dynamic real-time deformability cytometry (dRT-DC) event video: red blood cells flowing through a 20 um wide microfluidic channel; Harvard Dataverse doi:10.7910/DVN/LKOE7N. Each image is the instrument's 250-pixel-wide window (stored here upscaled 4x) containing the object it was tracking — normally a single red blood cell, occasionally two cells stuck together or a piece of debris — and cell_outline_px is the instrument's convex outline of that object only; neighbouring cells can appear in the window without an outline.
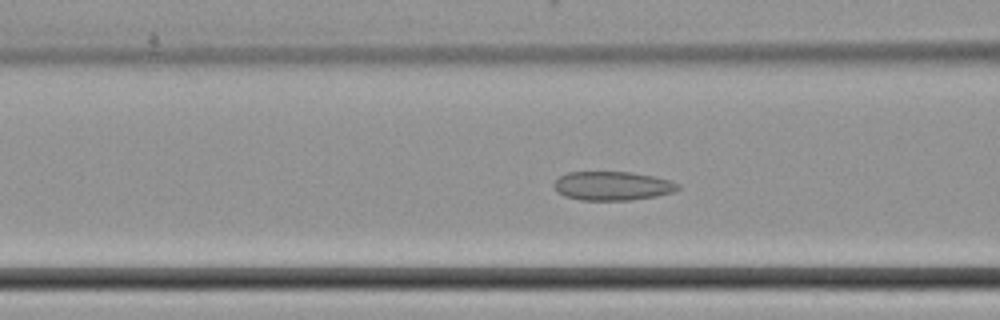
{"species": "common noctule bat (a hibernating species)", "species_latin": "Nyctalus noctula", "temperature_condition": "cold", "stored_images_in_passage": 48, "camera_frame_rate_fps": 3000, "um_per_image_px": 0.085, "animal": {"sex": "female", "body_mass_g": 22.7, "forearm_length_mm": 54.2}, "frame": {"image": 1, "passage_image": 18, "time_ms": 5.667, "image_size_px": [1000, 320], "cell_outline_px": [[680, 188], [672, 192], [656, 196], [632, 200], [580, 200], [564, 196], [556, 192], [552, 184], [560, 176], [568, 172], [632, 172], [652, 176], [668, 180], [680, 184]], "centroid_in_image_um": [52.02, 15.8], "position_along_channel_um": 114.6, "area_um2": 20.92}}
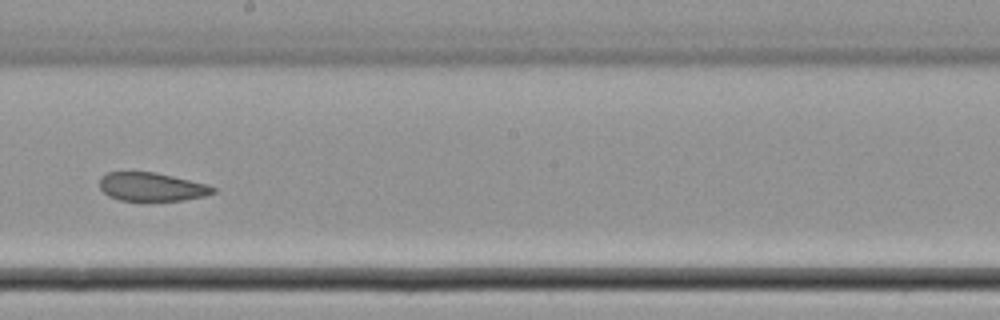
{"frame": {"image": 2, "passage_image": 27, "time_ms": 8.667, "image_size_px": [1000, 320], "cell_outline_px": [[216, 192], [204, 196], [184, 200], [120, 200], [108, 196], [100, 188], [100, 176], [108, 172], [156, 172], [208, 184], [216, 188]], "centroid_in_image_um": [12.9, 15.87], "position_along_channel_um": 235.3, "area_um2": 18.84}}
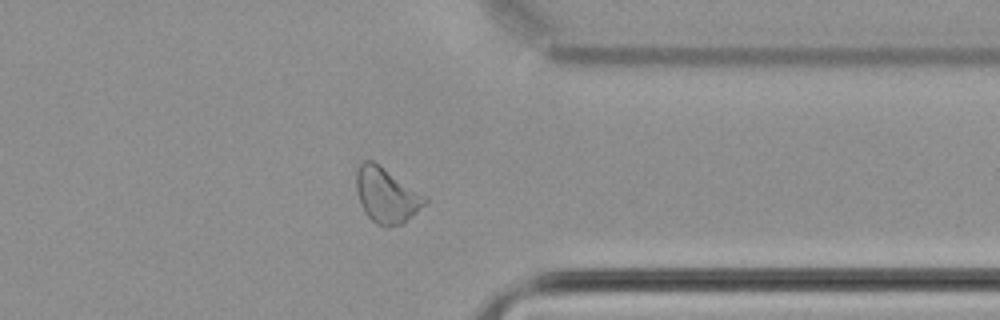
{"frame": {"image": 3, "passage_image": 38, "time_ms": 12.333, "image_size_px": [1000, 320], "cell_outline_px": [[428, 200], [424, 204], [400, 224], [388, 228], [376, 224], [364, 212], [360, 204], [356, 188], [356, 168], [364, 160], [372, 160], [380, 164], [428, 196]], "centroid_in_image_um": [32.83, 16.56], "position_along_channel_um": 378.6, "area_um2": 22.2}}